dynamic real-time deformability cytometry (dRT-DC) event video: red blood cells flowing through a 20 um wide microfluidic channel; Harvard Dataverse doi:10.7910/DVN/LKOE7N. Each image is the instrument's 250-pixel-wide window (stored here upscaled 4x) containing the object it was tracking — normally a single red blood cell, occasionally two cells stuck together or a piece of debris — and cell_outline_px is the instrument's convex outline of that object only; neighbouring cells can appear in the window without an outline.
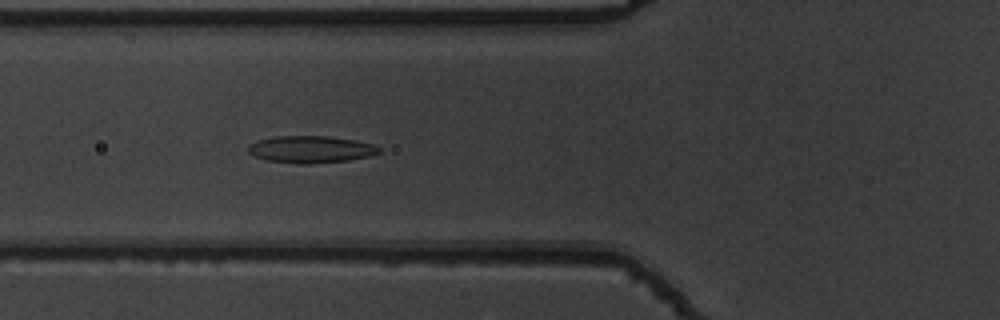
{"species": "common noctule bat (a hibernating species)", "species_latin": "Nyctalus noctula", "temperature_condition": "warm", "stored_images_in_passage": 53, "camera_frame_rate_fps": 3000, "um_per_image_px": 0.085, "animal": {"sex": "male", "body_mass_g": 19.5, "forearm_length_mm": 54.6}, "frame": {"image": 1, "passage_image": 20, "time_ms": 6.333, "image_size_px": [1000, 320], "cell_outline_px": [[380, 152], [368, 156], [348, 160], [308, 164], [300, 164], [268, 160], [256, 156], [248, 152], [248, 148], [256, 140], [276, 136], [328, 136], [356, 140], [372, 144], [380, 148]], "centroid_in_image_um": [26.42, 12.69], "position_along_channel_um": 99.4, "area_um2": 20.4}}
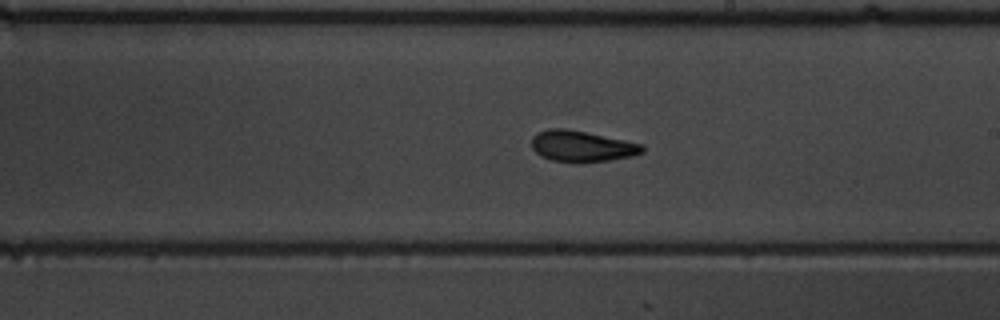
{"frame": {"image": 2, "passage_image": 31, "time_ms": 10.0, "image_size_px": [1000, 320], "cell_outline_px": [[644, 152], [632, 156], [608, 160], [580, 164], [552, 160], [540, 156], [532, 148], [532, 136], [536, 132], [548, 128], [564, 128], [644, 144]], "centroid_in_image_um": [49.43, 12.44], "position_along_channel_um": 239.6, "area_um2": 20.23}}
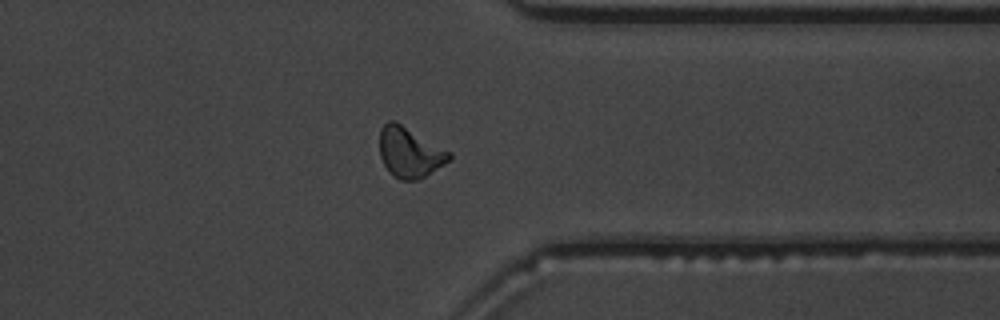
{"frame": {"image": 3, "passage_image": 42, "time_ms": 13.667, "image_size_px": [1000, 320], "cell_outline_px": [[452, 160], [420, 180], [400, 180], [392, 176], [384, 164], [380, 156], [380, 128], [388, 120], [396, 120], [452, 152]], "centroid_in_image_um": [34.86, 12.95], "position_along_channel_um": 376.5, "area_um2": 20.92}, "authors_computed_cell_mechanics": {"area_um2": 19.5942, "velocity_mm_per_s": 3.8278, "shape_relaxation_time_tau1_ms": 8.4732, "shape_relaxation_time_tau2_ms": 2.351, "deformation_change_tau1": 0.2044, "deformation_change_tau2": 0.0972}}